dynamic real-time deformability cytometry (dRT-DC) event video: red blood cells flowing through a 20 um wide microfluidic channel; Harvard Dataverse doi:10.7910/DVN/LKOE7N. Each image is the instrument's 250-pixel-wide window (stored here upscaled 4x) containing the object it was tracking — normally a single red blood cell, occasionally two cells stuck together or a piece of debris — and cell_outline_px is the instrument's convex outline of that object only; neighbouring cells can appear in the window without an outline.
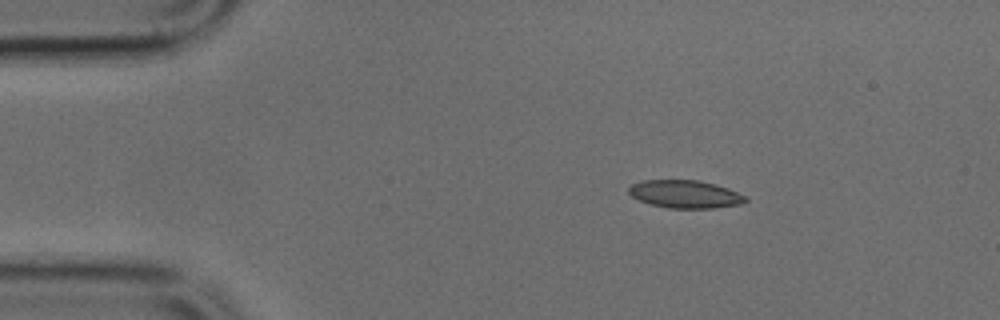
{"species": "common noctule bat (a hibernating species)", "species_latin": "Nyctalus noctula", "temperature_condition": "cold", "stored_images_in_passage": 42, "camera_frame_rate_fps": 3000, "um_per_image_px": 0.085, "animal": {"sex": "male", "body_mass_g": 17.9, "forearm_length_mm": 54.2}, "frame": {"image": 1, "passage_image": 1, "time_ms": 0.0, "image_size_px": [1000, 320], "cell_outline_px": [[748, 200], [744, 204], [716, 208], [668, 208], [652, 204], [640, 200], [632, 196], [628, 192], [628, 188], [632, 184], [644, 180], [696, 180], [728, 188], [744, 196]], "centroid_in_image_um": [58.24, 16.51], "position_along_channel_um": 26.8, "area_um2": 18.79}}
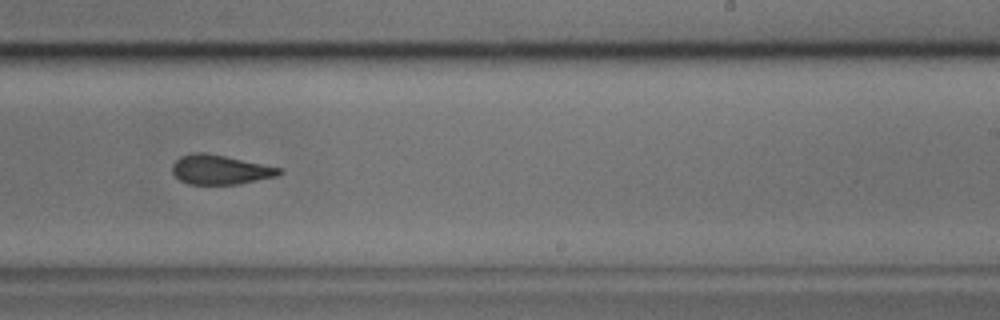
{"frame": {"image": 2, "passage_image": 23, "time_ms": 7.333, "image_size_px": [1000, 320], "cell_outline_px": [[284, 172], [276, 176], [240, 184], [188, 184], [180, 180], [172, 172], [172, 164], [180, 156], [192, 152], [204, 152], [224, 156], [280, 168]], "centroid_in_image_um": [18.68, 14.42], "position_along_channel_um": 270.3, "area_um2": 18.21}}
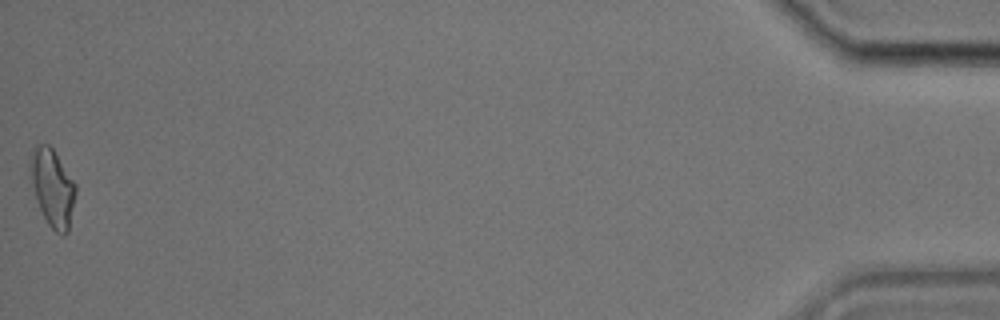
{"frame": {"image": 3, "passage_image": 42, "time_ms": 13.667, "image_size_px": [1000, 320], "cell_outline_px": [[76, 192], [68, 232], [64, 236], [60, 236], [48, 224], [36, 200], [28, 176], [28, 164], [32, 148], [36, 144], [48, 144], [52, 148], [76, 184]], "centroid_in_image_um": [4.42, 15.93], "position_along_channel_um": 430.8, "area_um2": 20.81}}